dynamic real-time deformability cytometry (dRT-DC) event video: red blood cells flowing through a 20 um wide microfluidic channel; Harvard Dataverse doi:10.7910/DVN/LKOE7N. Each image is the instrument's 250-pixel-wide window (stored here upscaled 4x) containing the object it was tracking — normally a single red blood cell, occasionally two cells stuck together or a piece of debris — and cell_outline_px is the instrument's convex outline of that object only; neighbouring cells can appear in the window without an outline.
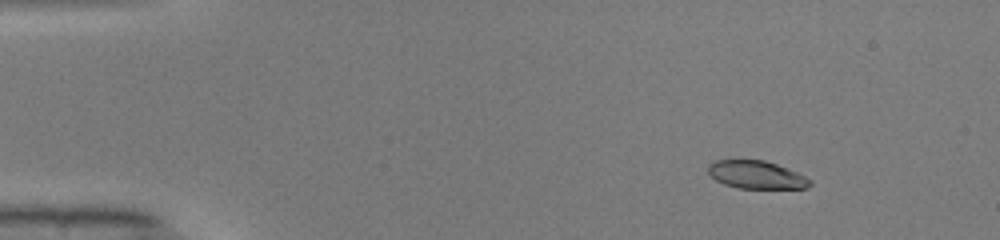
{"species": "common noctule bat (a hibernating species)", "species_latin": "Nyctalus noctula", "temperature_condition": "warm", "stored_images_in_passage": 50, "camera_frame_rate_fps": 3000, "um_per_image_px": 0.085, "animal": {"sex": "male", "body_mass_g": 19.0, "forearm_length_mm": 50.8}, "frame": {"image": 1, "passage_image": 6, "time_ms": 1.667, "image_size_px": [1000, 240], "cell_outline_px": [[812, 184], [804, 188], [736, 188], [724, 184], [716, 180], [708, 172], [708, 164], [716, 160], [764, 160], [788, 168], [812, 180]], "centroid_in_image_um": [64.28, 14.85], "position_along_channel_um": 20.7, "area_um2": 16.47}}
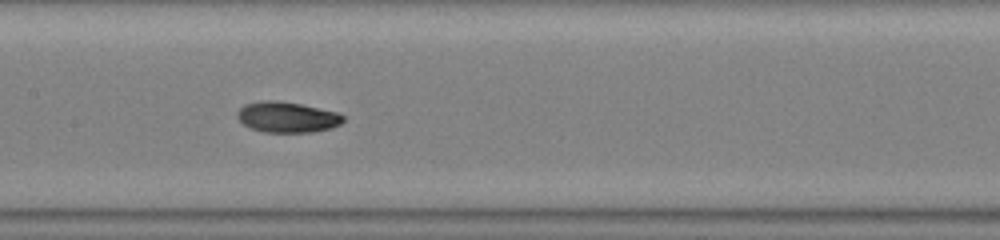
{"frame": {"image": 2, "passage_image": 25, "time_ms": 8.0, "image_size_px": [1000, 240], "cell_outline_px": [[344, 120], [340, 124], [332, 128], [312, 132], [264, 132], [252, 128], [244, 124], [236, 116], [236, 112], [244, 104], [268, 100], [300, 104], [336, 112], [344, 116]], "centroid_in_image_um": [24.4, 9.97], "position_along_channel_um": 183.0, "area_um2": 18.67}}
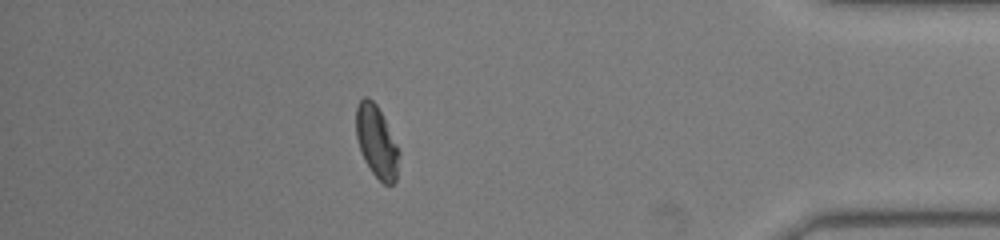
{"frame": {"image": 3, "passage_image": 44, "time_ms": 14.333, "image_size_px": [1000, 240], "cell_outline_px": [[400, 152], [396, 180], [392, 184], [384, 184], [372, 172], [364, 160], [356, 136], [356, 104], [364, 96], [368, 96], [376, 104]], "centroid_in_image_um": [32.0, 12.04], "position_along_channel_um": 403.2, "area_um2": 17.74}, "authors_computed_cell_mechanics": {"area_um2": 18.496, "velocity_mm_per_s": 4.0781, "shape_relaxation_time_tau1_ms": 4.3606, "shape_relaxation_time_tau2_ms": 2.3548, "deformation_change_tau1": 0.1977, "deformation_change_tau2": 0.0524}}